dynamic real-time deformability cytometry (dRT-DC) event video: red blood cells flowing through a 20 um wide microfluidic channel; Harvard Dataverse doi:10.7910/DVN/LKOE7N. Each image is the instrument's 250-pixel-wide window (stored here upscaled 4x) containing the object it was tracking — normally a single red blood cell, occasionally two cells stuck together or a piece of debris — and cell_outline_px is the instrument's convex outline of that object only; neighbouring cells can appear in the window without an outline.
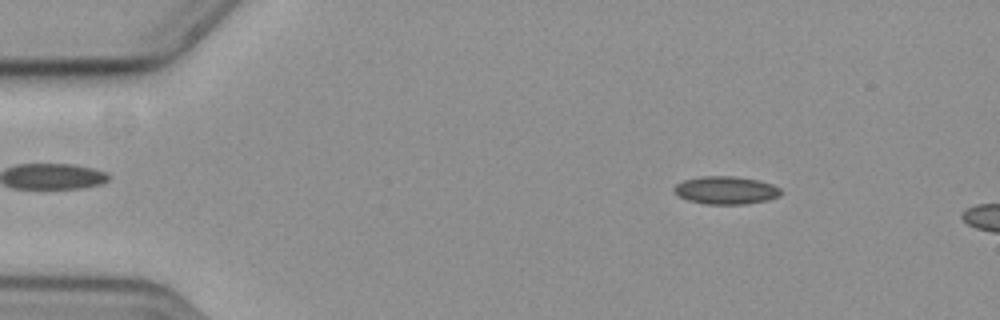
{"species": "common noctule bat (a hibernating species)", "species_latin": "Nyctalus noctula", "temperature_condition": "cold", "stored_images_in_passage": 13, "camera_frame_rate_fps": 3000, "um_per_image_px": 0.085, "animal": {"sex": "female", "body_mass_g": 19.3, "forearm_length_mm": 54.1}, "frame": {"image": 1, "passage_image": 8, "time_ms": 2.333, "image_size_px": [1000, 320], "cell_outline_px": [[780, 196], [768, 200], [744, 204], [704, 204], [688, 200], [680, 196], [672, 188], [676, 184], [684, 180], [704, 176], [736, 176], [760, 180], [772, 184], [780, 188]], "centroid_in_image_um": [61.72, 16.17], "position_along_channel_um": 23.3, "area_um2": 17.34}}